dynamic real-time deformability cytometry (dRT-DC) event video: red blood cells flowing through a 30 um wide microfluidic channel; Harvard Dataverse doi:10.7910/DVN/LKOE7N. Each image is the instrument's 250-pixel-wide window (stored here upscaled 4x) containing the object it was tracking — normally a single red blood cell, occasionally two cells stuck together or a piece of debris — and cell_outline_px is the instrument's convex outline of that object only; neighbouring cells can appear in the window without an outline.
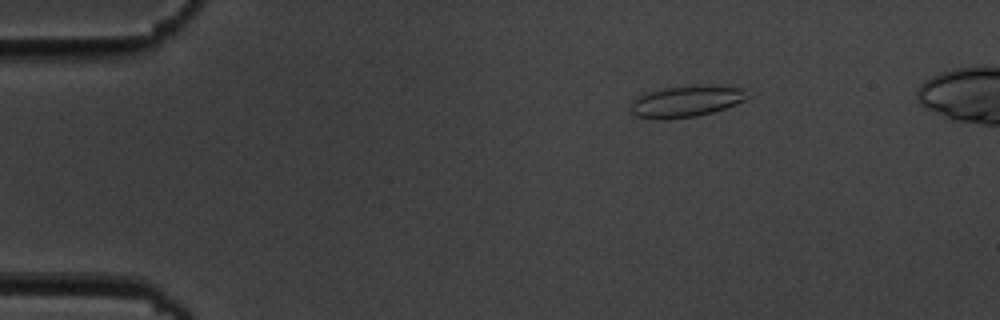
{"species": "common noctule bat (a hibernating species)", "species_latin": "Nyctalus noctula", "temperature_condition": "cold", "stored_images_in_passage": 3, "camera_frame_rate_fps": 3000, "um_per_image_px": 0.085, "animal": {"sex": "male", "body_mass_g": 19.5, "forearm_length_mm": 54.6}, "frame": {"image": 1, "passage_image": 1, "time_ms": 0.0, "image_size_px": [1000, 320], "cell_outline_px": [[752, 96], [736, 104], [712, 112], [696, 116], [668, 120], [660, 120], [636, 116], [632, 112], [632, 100], [640, 92], [664, 88], [744, 88]], "centroid_in_image_um": [58.23, 8.67], "position_along_channel_um": 26.8, "area_um2": 20.69}}